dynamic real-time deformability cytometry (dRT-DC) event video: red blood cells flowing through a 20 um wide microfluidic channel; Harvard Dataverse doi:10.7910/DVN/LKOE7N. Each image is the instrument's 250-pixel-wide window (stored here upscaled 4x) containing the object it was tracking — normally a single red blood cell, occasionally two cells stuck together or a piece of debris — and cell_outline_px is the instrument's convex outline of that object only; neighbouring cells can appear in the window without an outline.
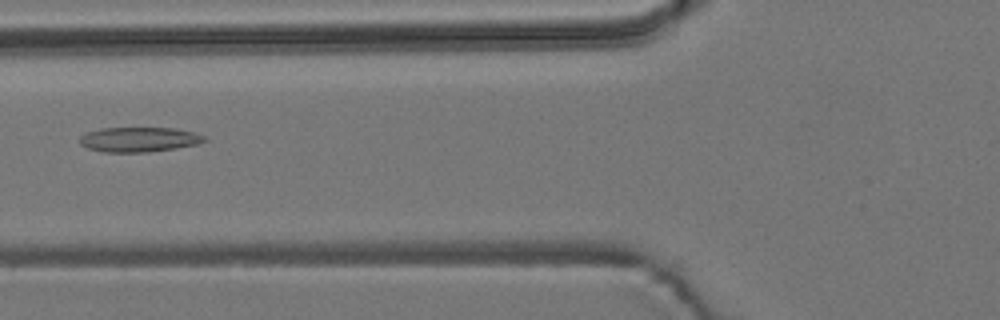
{"species": "common noctule bat (a hibernating species)", "species_latin": "Nyctalus noctula", "temperature_condition": "room temperature", "stored_images_in_passage": 14, "camera_frame_rate_fps": 3000, "um_per_image_px": 0.085, "animal": {"sex": "male", "body_mass_g": 19.2, "forearm_length_mm": 51.8}, "frame": {"image": 1, "passage_image": 5, "time_ms": 1.333, "image_size_px": [1000, 320], "cell_outline_px": [[208, 140], [200, 144], [176, 148], [148, 152], [104, 152], [88, 148], [80, 144], [80, 136], [88, 132], [100, 128], [176, 128], [192, 132], [204, 136]], "centroid_in_image_um": [11.84, 11.86], "position_along_channel_um": 114.0, "area_um2": 18.03}}
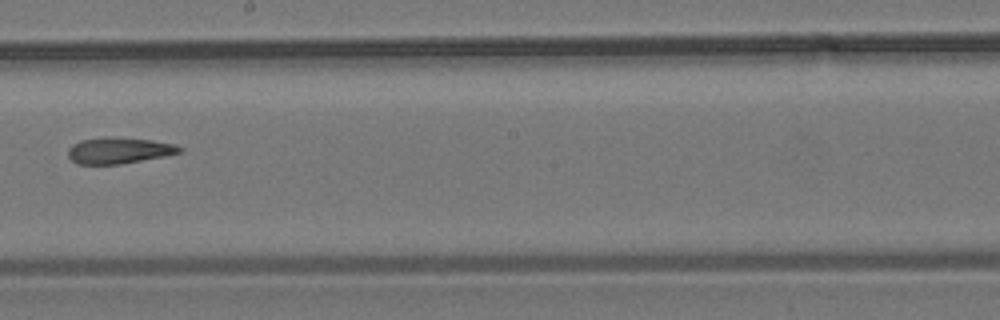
{"frame": {"image": 2, "passage_image": 8, "time_ms": 2.333, "image_size_px": [1000, 320], "cell_outline_px": [[184, 152], [164, 156], [120, 164], [76, 164], [68, 156], [68, 148], [72, 144], [80, 140], [104, 136], [108, 136], [152, 140], [176, 144], [184, 148]], "centroid_in_image_um": [10.12, 12.78], "position_along_channel_um": 238.1, "area_um2": 17.28}}
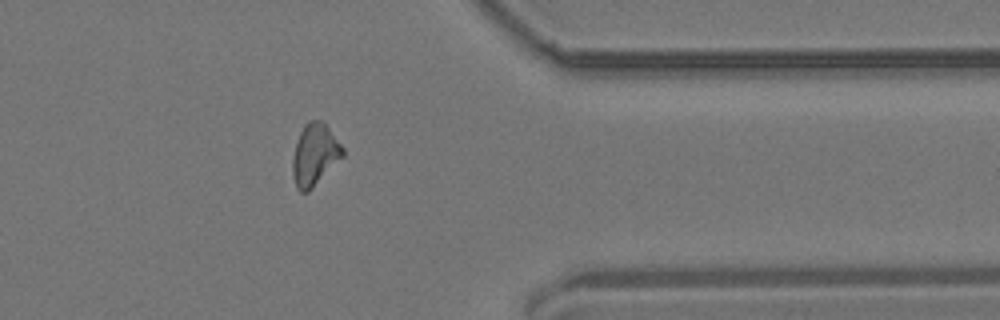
{"frame": {"image": 3, "passage_image": 12, "time_ms": 3.667, "image_size_px": [1000, 320], "cell_outline_px": [[344, 156], [308, 192], [300, 192], [296, 188], [292, 172], [292, 160], [296, 144], [300, 132], [304, 124], [308, 120], [324, 120], [344, 148]], "centroid_in_image_um": [26.76, 13.12], "position_along_channel_um": 384.6, "area_um2": 18.21}}